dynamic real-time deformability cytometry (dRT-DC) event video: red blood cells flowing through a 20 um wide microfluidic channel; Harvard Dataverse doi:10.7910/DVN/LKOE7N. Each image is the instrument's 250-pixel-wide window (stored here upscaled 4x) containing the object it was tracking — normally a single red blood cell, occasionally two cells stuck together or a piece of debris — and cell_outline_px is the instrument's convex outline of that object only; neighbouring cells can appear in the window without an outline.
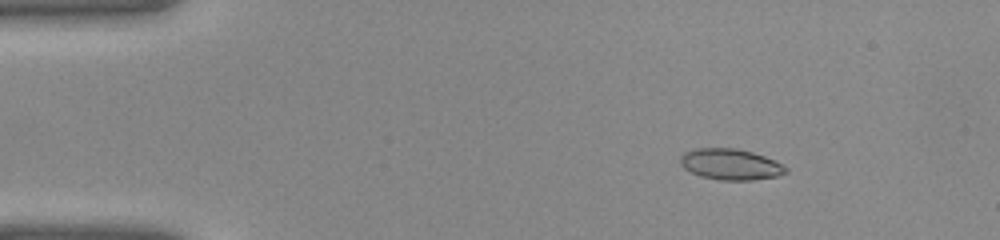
{"species": "common noctule bat (a hibernating species)", "species_latin": "Nyctalus noctula", "temperature_condition": "warm", "stored_images_in_passage": 41, "camera_frame_rate_fps": 3000, "um_per_image_px": 0.085, "animal": {"sex": "female", "body_mass_g": 22.0, "forearm_length_mm": 56.7}, "frame": {"image": 1, "passage_image": 6, "time_ms": 1.667, "image_size_px": [1000, 240], "cell_outline_px": [[788, 172], [776, 176], [752, 180], [720, 180], [700, 176], [684, 168], [680, 164], [680, 156], [684, 152], [696, 148], [736, 148], [752, 152], [764, 156], [788, 168]], "centroid_in_image_um": [62.06, 13.96], "position_along_channel_um": 22.9, "area_um2": 18.96}}
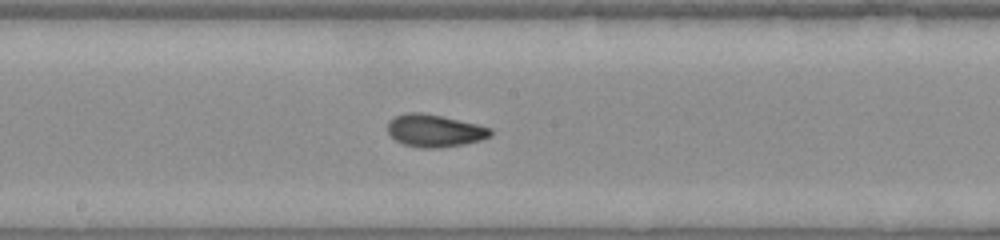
{"frame": {"image": 2, "passage_image": 22, "time_ms": 7.0, "image_size_px": [1000, 240], "cell_outline_px": [[492, 136], [480, 140], [464, 144], [440, 148], [420, 148], [404, 144], [396, 140], [388, 132], [388, 120], [396, 116], [408, 112], [420, 112], [440, 116], [476, 124], [492, 128]], "centroid_in_image_um": [36.94, 11.11], "position_along_channel_um": 211.3, "area_um2": 19.36}}
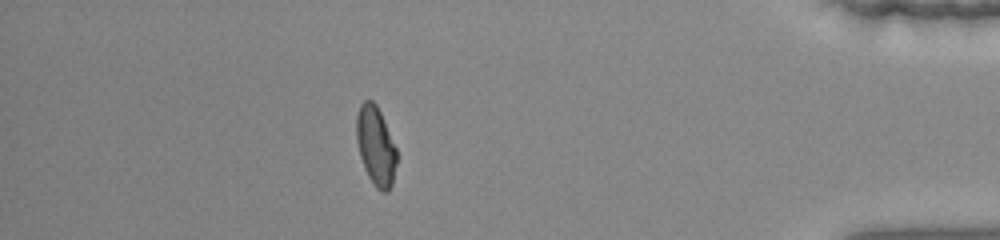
{"frame": {"image": 3, "passage_image": 36, "time_ms": 11.667, "image_size_px": [1000, 240], "cell_outline_px": [[396, 164], [392, 184], [388, 192], [380, 192], [372, 184], [364, 168], [360, 156], [356, 140], [356, 116], [360, 104], [364, 100], [372, 100], [376, 104], [380, 112], [396, 148]], "centroid_in_image_um": [31.92, 12.42], "position_along_channel_um": 403.3, "area_um2": 18.55}}